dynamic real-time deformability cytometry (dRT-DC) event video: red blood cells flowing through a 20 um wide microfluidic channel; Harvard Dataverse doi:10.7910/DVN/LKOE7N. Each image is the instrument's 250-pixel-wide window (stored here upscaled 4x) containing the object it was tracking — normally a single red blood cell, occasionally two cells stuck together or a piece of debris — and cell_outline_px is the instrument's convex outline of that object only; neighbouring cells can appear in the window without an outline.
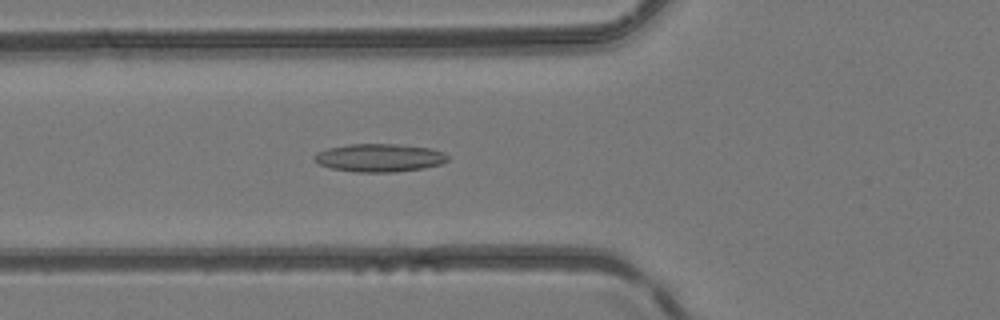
{"species": "common noctule bat (a hibernating species)", "species_latin": "Nyctalus noctula", "temperature_condition": "room temperature", "stored_images_in_passage": 49, "camera_frame_rate_fps": 3000, "um_per_image_px": 0.085, "animal": {"sex": "female", "body_mass_g": 24.6, "forearm_length_mm": 56.2}, "frame": {"image": 1, "passage_image": 18, "time_ms": 5.667, "image_size_px": [1000, 320], "cell_outline_px": [[448, 160], [440, 164], [424, 168], [396, 172], [356, 172], [332, 168], [320, 164], [312, 156], [316, 152], [328, 148], [348, 144], [396, 144], [432, 148], [444, 152], [448, 156]], "centroid_in_image_um": [32.27, 13.4], "position_along_channel_um": 93.5, "area_um2": 21.85}}
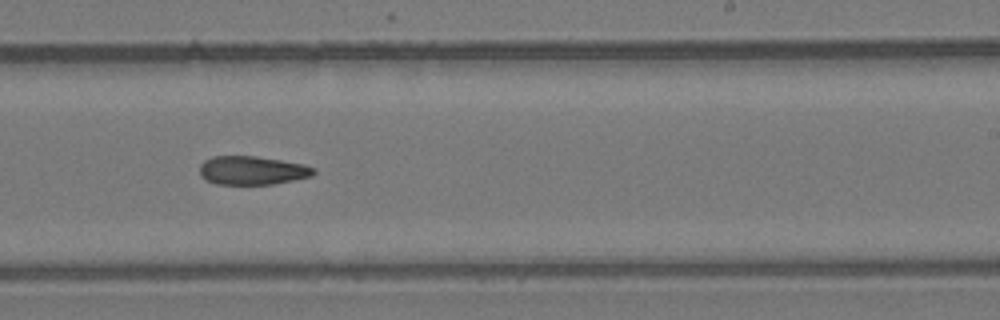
{"frame": {"image": 2, "passage_image": 30, "time_ms": 9.667, "image_size_px": [1000, 320], "cell_outline_px": [[316, 172], [312, 176], [272, 184], [216, 184], [204, 180], [200, 176], [200, 164], [204, 160], [212, 156], [256, 156], [304, 164], [316, 168]], "centroid_in_image_um": [21.41, 14.48], "position_along_channel_um": 267.6, "area_um2": 19.13}}
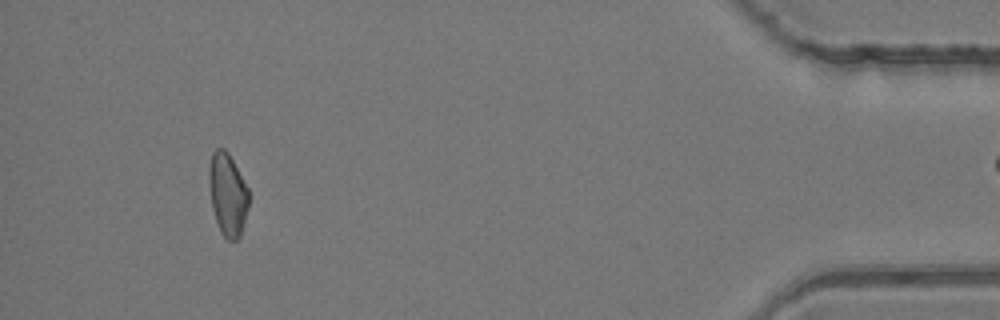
{"frame": {"image": 3, "passage_image": 45, "time_ms": 14.667, "image_size_px": [1000, 320], "cell_outline_px": [[248, 208], [240, 236], [236, 240], [228, 240], [220, 232], [212, 208], [208, 184], [208, 168], [212, 152], [216, 148], [224, 148], [228, 152], [248, 188]], "centroid_in_image_um": [19.33, 16.5], "position_along_channel_um": 415.9, "area_um2": 19.19}}